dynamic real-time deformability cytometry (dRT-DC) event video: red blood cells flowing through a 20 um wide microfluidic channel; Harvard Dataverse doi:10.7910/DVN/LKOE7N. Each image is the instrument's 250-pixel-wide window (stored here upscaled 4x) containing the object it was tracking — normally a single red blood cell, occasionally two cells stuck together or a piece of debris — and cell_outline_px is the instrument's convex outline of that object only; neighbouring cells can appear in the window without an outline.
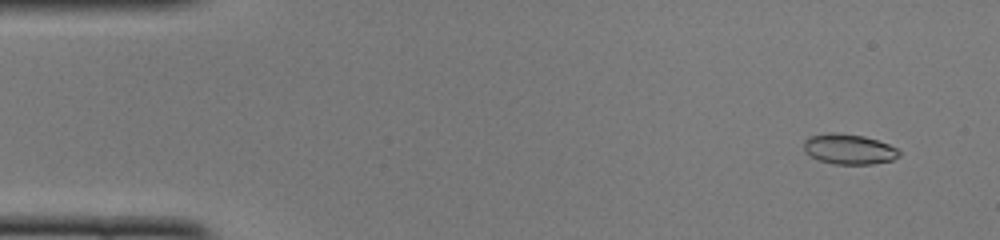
{"species": "common noctule bat (a hibernating species)", "species_latin": "Nyctalus noctula", "temperature_condition": "cold", "stored_images_in_passage": 47, "camera_frame_rate_fps": 3000, "um_per_image_px": 0.085, "animal": {"sex": "female", "body_mass_g": 22.0, "forearm_length_mm": 56.7}, "frame": {"image": 1, "passage_image": 2, "time_ms": 0.333, "image_size_px": [1000, 240], "cell_outline_px": [[900, 156], [892, 160], [872, 164], [832, 164], [820, 160], [804, 152], [804, 140], [808, 136], [832, 132], [836, 132], [864, 136], [888, 144], [896, 148], [900, 152]], "centroid_in_image_um": [72.14, 12.67], "position_along_channel_um": 12.9, "area_um2": 16.82}}
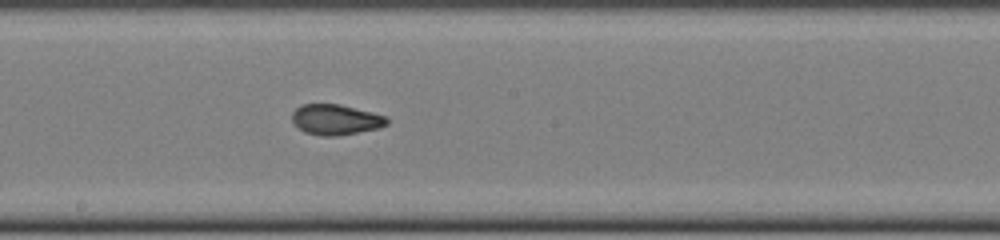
{"frame": {"image": 2, "passage_image": 25, "time_ms": 8.0, "image_size_px": [1000, 240], "cell_outline_px": [[388, 124], [376, 128], [336, 136], [320, 136], [304, 132], [292, 120], [292, 112], [300, 104], [340, 104], [388, 116]], "centroid_in_image_um": [28.52, 10.15], "position_along_channel_um": 219.7, "area_um2": 16.76}}
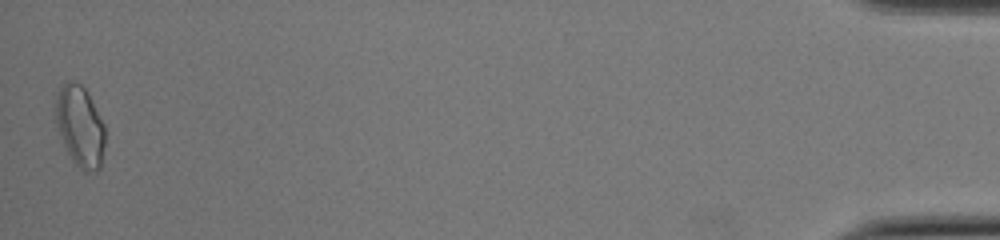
{"frame": {"image": 3, "passage_image": 47, "time_ms": 15.333, "image_size_px": [1000, 240], "cell_outline_px": [[104, 144], [100, 168], [96, 172], [84, 172], [72, 160], [56, 128], [56, 92], [68, 80], [72, 80], [80, 84], [84, 88], [104, 124]], "centroid_in_image_um": [6.79, 10.75], "position_along_channel_um": 428.4, "area_um2": 23.06}, "authors_computed_cell_mechanics": {"area_um2": 17.051, "velocity_mm_per_s": 4.1126, "shape_relaxation_time_tau1_ms": 6.6096, "shape_relaxation_time_tau2_ms": 1.0084, "deformation_change_tau1": 0.2091, "deformation_change_tau2": 0.0645}}